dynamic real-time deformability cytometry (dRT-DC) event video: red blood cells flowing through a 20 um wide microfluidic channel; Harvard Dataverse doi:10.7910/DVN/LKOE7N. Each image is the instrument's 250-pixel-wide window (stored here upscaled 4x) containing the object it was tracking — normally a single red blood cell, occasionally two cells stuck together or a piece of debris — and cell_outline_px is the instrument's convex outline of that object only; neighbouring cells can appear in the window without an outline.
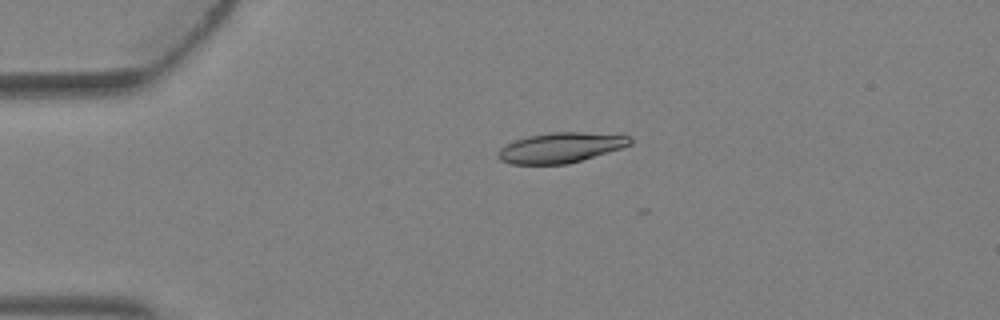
{"species": "Egyptian fruit bat (a non-hibernating species)", "species_latin": "Rousettus aegyptiacus", "temperature_condition": "warm", "stored_images_in_passage": 3, "camera_frame_rate_fps": 3000, "um_per_image_px": 0.085, "animal": {"sex": "female"}, "frame": {"image": 1, "passage_image": 2, "time_ms": 0.333, "image_size_px": [1000, 320], "cell_outline_px": [[632, 144], [624, 148], [568, 164], [512, 164], [500, 160], [500, 148], [504, 144], [528, 136], [552, 132], [584, 132], [632, 136]], "centroid_in_image_um": [47.72, 12.55], "position_along_channel_um": 37.3, "area_um2": 23.24}}